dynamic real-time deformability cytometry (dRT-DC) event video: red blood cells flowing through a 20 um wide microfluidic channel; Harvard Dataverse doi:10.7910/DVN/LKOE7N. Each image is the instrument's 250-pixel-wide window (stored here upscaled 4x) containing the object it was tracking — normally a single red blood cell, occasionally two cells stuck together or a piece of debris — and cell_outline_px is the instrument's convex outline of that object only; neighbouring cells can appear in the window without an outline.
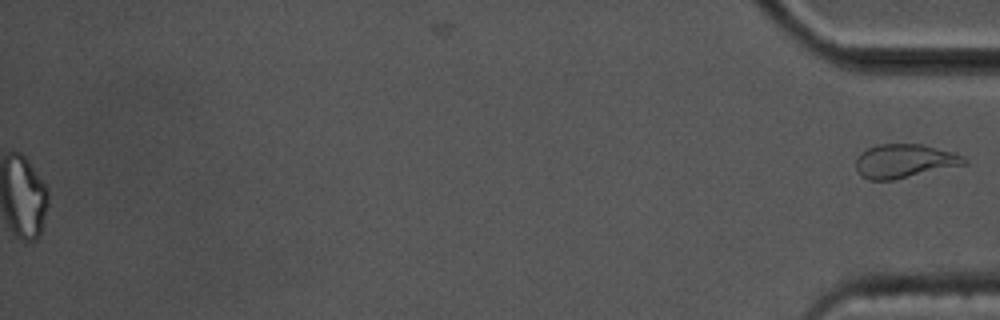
{"species": "common noctule bat (a hibernating species)", "species_latin": "Nyctalus noctula", "temperature_condition": "cold", "stored_images_in_passage": 43, "segment_of_instrument_passage": [2, 2], "camera_frame_rate_fps": 3000, "um_per_image_px": 0.085, "animal": {"sex": "male", "body_mass_g": 17.5, "forearm_length_mm": 52.3}, "frame": {"image": 1, "passage_image": 43, "time_ms": 14.0, "image_size_px": [1000, 320], "cell_outline_px": [[968, 164], [892, 180], [868, 180], [860, 176], [856, 168], [856, 160], [860, 152], [868, 148], [880, 144], [924, 144], [956, 152], [964, 156], [968, 160]], "centroid_in_image_um": [76.91, 13.68], "position_along_channel_um": 358.3, "area_um2": 21.62}}